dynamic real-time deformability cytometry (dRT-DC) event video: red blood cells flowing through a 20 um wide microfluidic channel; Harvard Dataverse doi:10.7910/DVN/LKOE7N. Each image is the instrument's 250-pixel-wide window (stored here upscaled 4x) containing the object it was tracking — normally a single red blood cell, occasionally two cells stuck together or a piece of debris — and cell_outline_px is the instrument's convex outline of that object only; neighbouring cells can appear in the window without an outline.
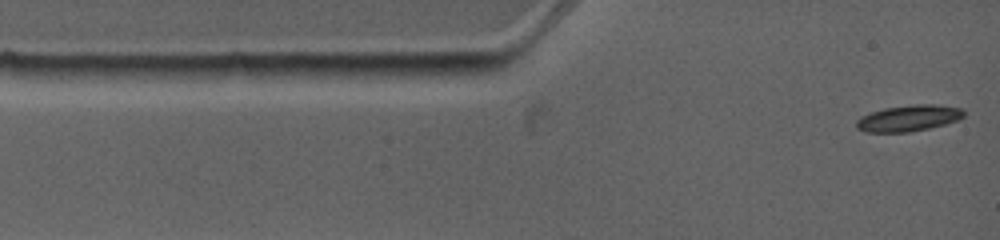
{"species": "common noctule bat (a hibernating species)", "species_latin": "Nyctalus noctula", "temperature_condition": "warm", "stored_images_in_passage": 6, "camera_frame_rate_fps": 4500, "um_per_image_px": 0.085, "animal": {"sex": "female", "body_mass_g": 19.0, "forearm_length_mm": 53.3}, "frame": {"image": 1, "passage_image": 1, "time_ms": 0.0, "image_size_px": [1000, 240], "cell_outline_px": [[964, 116], [956, 120], [944, 124], [928, 128], [908, 132], [864, 132], [856, 128], [856, 120], [860, 116], [884, 108], [912, 104], [932, 104], [964, 108]], "centroid_in_image_um": [77.2, 10.04], "position_along_channel_um": 7.8, "area_um2": 16.42}}
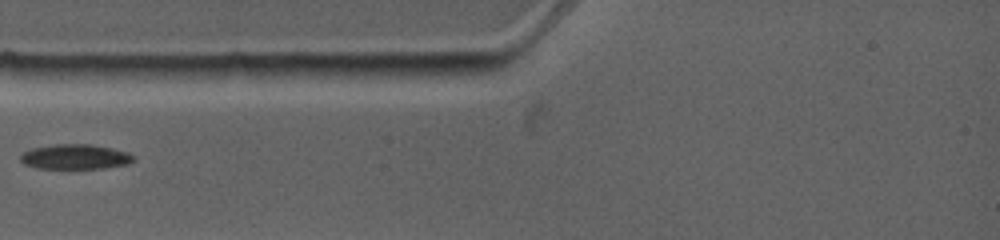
{"frame": {"image": 2, "passage_image": 4, "time_ms": 2.889, "image_size_px": [1000, 240], "cell_outline_px": [[136, 160], [128, 164], [104, 168], [36, 168], [24, 164], [20, 160], [20, 156], [24, 152], [32, 148], [56, 144], [92, 144], [112, 148], [128, 152], [136, 156]], "centroid_in_image_um": [6.44, 13.32], "position_along_channel_um": 78.6, "area_um2": 16.53}}
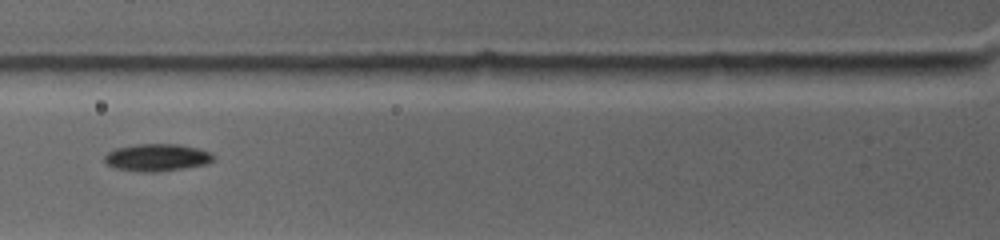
{"frame": {"image": 3, "passage_image": 5, "time_ms": 3.778, "image_size_px": [1000, 240], "cell_outline_px": [[212, 160], [204, 164], [156, 172], [144, 172], [116, 168], [108, 164], [104, 160], [104, 156], [108, 152], [116, 148], [136, 144], [180, 144], [200, 148], [212, 152]], "centroid_in_image_um": [13.33, 13.37], "position_along_channel_um": 112.5, "area_um2": 17.11}}